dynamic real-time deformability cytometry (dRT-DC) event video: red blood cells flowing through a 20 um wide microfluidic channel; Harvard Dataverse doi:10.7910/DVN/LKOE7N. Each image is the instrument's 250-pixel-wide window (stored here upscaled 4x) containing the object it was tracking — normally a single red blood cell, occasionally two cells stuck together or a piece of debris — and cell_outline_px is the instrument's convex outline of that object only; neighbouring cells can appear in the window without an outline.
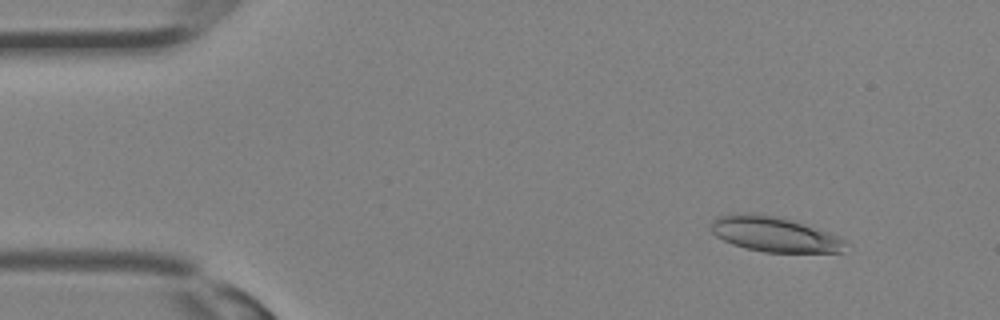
{"species": "Egyptian fruit bat (a non-hibernating species)", "species_latin": "Rousettus aegyptiacus", "temperature_condition": "room temperature", "stored_images_in_passage": 33, "camera_frame_rate_fps": 3000, "um_per_image_px": 0.085, "animal": {"sex": "female"}, "frame": {"image": 1, "passage_image": 4, "time_ms": 1.0, "image_size_px": [1000, 320], "cell_outline_px": [[848, 240], [840, 252], [764, 252], [732, 244], [716, 236], [708, 228], [712, 220], [716, 216], [744, 212], [748, 212], [776, 216], [828, 232]], "centroid_in_image_um": [65.75, 19.9], "position_along_channel_um": 19.2, "area_um2": 27.34}}
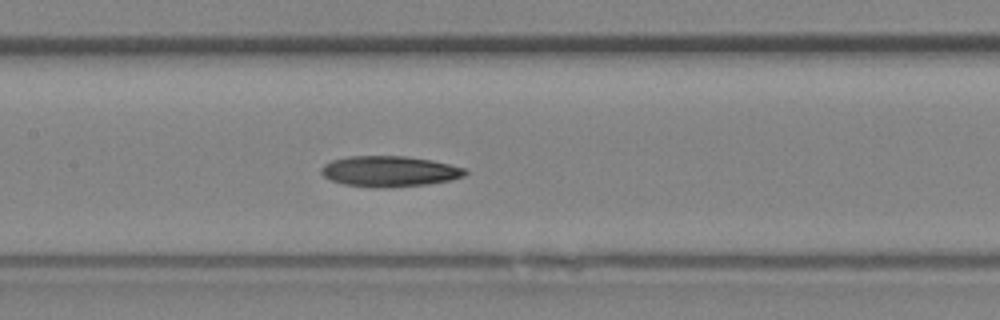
{"frame": {"image": 2, "passage_image": 16, "time_ms": 5.0, "image_size_px": [1000, 320], "cell_outline_px": [[468, 172], [464, 176], [452, 180], [428, 184], [388, 188], [372, 188], [344, 184], [332, 180], [324, 176], [320, 172], [320, 168], [324, 164], [332, 160], [348, 156], [404, 156], [432, 160], [468, 168]], "centroid_in_image_um": [33.13, 14.57], "position_along_channel_um": 174.3, "area_um2": 26.07}}
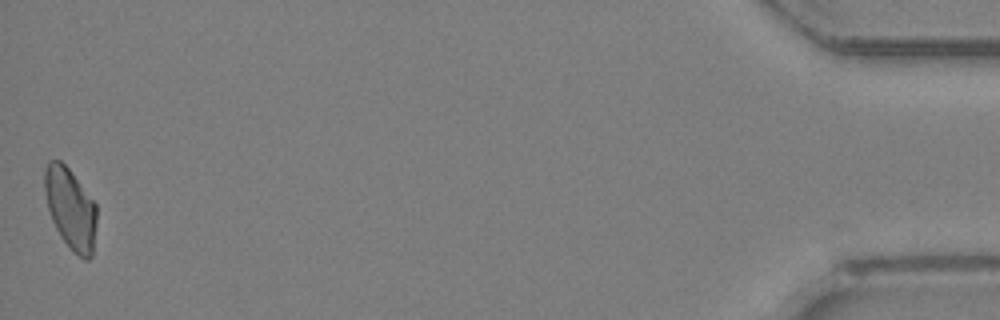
{"frame": {"image": 3, "passage_image": 33, "time_ms": 10.667, "image_size_px": [1000, 320], "cell_outline_px": [[96, 220], [92, 256], [88, 260], [84, 260], [72, 252], [60, 236], [52, 220], [48, 208], [44, 188], [44, 168], [48, 160], [60, 160], [68, 168], [96, 204]], "centroid_in_image_um": [5.98, 17.74], "position_along_channel_um": 429.2, "area_um2": 24.57}}